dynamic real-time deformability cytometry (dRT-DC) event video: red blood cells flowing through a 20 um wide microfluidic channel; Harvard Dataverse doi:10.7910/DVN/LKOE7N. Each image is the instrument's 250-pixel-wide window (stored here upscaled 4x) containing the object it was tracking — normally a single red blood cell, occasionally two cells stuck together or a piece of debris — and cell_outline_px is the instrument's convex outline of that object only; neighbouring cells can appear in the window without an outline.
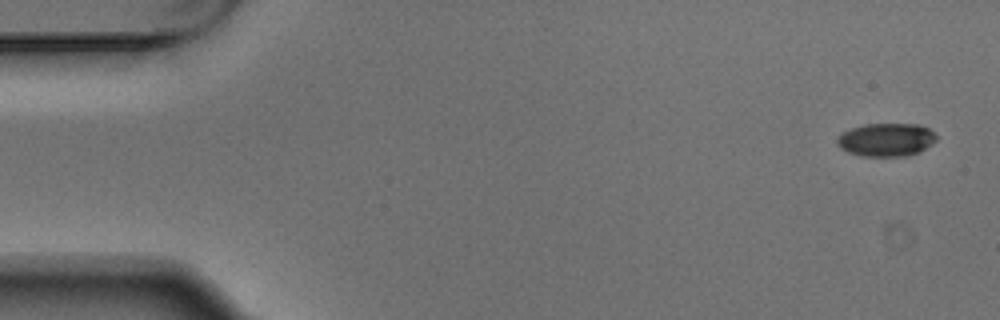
{"species": "Egyptian fruit bat (a non-hibernating species)", "species_latin": "Rousettus aegyptiacus", "temperature_condition": "warm", "stored_images_in_passage": 6, "segment_of_instrument_passage": [1, 2], "camera_frame_rate_fps": 3000, "um_per_image_px": 0.085, "animal": {"sex": "male"}, "frame": {"image": 1, "passage_image": 1, "time_ms": 0.0, "image_size_px": [1000, 320], "cell_outline_px": [[936, 140], [932, 144], [920, 152], [908, 156], [864, 156], [848, 152], [840, 148], [836, 140], [844, 132], [852, 128], [864, 124], [920, 124], [928, 128], [936, 136]], "centroid_in_image_um": [75.36, 11.88], "position_along_channel_um": 9.6, "area_um2": 19.13}}
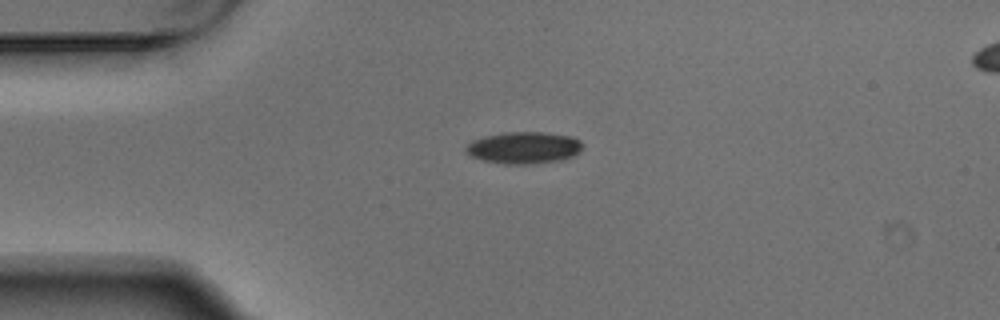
{"frame": {"image": 2, "passage_image": 4, "time_ms": 1.0, "image_size_px": [1000, 320], "cell_outline_px": [[584, 144], [572, 156], [560, 160], [528, 164], [504, 164], [480, 160], [472, 156], [464, 148], [472, 140], [484, 136], [500, 132], [540, 132], [572, 136], [580, 140]], "centroid_in_image_um": [44.49, 12.54], "position_along_channel_um": 40.5, "area_um2": 21.62}}